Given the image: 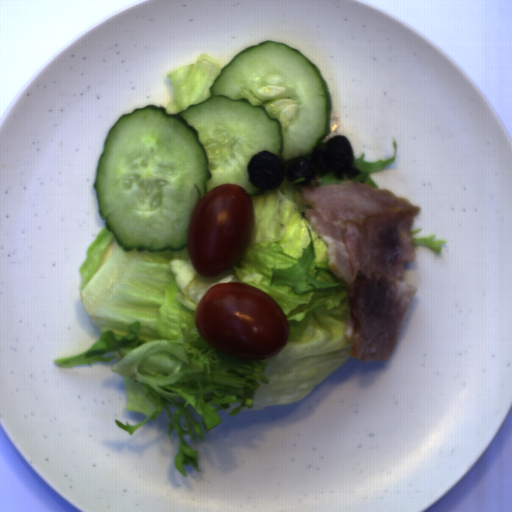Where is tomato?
Instances as JSON below:
<instances>
[{"instance_id":"1","label":"tomato","mask_w":512,"mask_h":512,"mask_svg":"<svg viewBox=\"0 0 512 512\" xmlns=\"http://www.w3.org/2000/svg\"><path fill=\"white\" fill-rule=\"evenodd\" d=\"M196 328L214 349L237 360H271L289 341L285 311L265 290L218 282L197 304Z\"/></svg>"},{"instance_id":"2","label":"tomato","mask_w":512,"mask_h":512,"mask_svg":"<svg viewBox=\"0 0 512 512\" xmlns=\"http://www.w3.org/2000/svg\"><path fill=\"white\" fill-rule=\"evenodd\" d=\"M254 223V202L246 189L227 183L206 193L187 227L186 248L196 273L213 278L233 268L251 242Z\"/></svg>"}]
</instances>
